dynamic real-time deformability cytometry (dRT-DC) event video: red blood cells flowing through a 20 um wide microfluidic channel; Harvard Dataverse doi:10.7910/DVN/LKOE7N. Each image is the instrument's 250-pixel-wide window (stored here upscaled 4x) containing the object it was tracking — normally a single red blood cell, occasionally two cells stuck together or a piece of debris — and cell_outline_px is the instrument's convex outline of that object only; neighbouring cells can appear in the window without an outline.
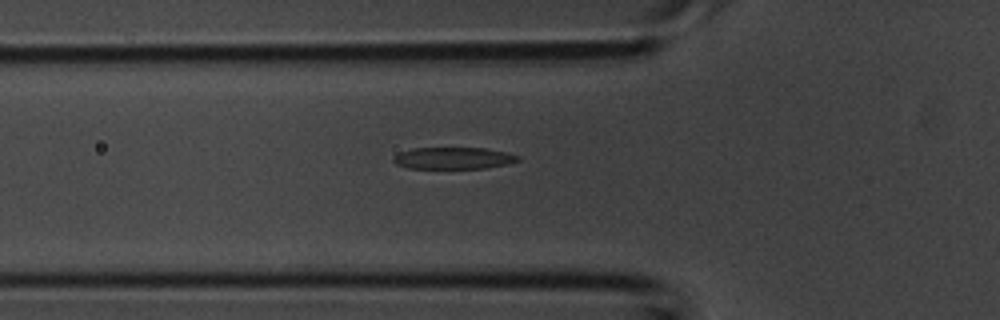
{"species": "common noctule bat (a hibernating species)", "species_latin": "Nyctalus noctula", "temperature_condition": "room temperature", "stored_images_in_passage": 4, "camera_frame_rate_fps": 3000, "um_per_image_px": 0.085, "animal": {"sex": "male", "body_mass_g": 20.1, "forearm_length_mm": 53.5}, "frame": {"image": 1, "passage_image": 4, "time_ms": 1.0, "image_size_px": [1000, 320], "cell_outline_px": [[520, 160], [504, 164], [484, 168], [408, 168], [396, 164], [392, 160], [392, 156], [400, 152], [412, 148], [484, 148], [508, 152], [520, 156]], "centroid_in_image_um": [38.51, 13.43], "position_along_channel_um": 87.3, "area_um2": 15.78}}